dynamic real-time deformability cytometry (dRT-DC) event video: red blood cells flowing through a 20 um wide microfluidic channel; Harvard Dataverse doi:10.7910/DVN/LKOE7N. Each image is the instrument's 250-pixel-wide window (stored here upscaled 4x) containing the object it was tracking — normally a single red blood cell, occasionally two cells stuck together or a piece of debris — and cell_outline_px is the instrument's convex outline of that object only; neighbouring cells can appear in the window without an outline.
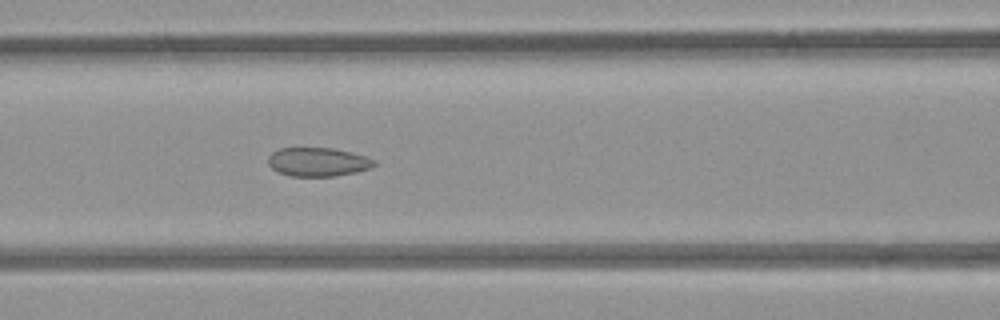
{"species": "common noctule bat (a hibernating species)", "species_latin": "Nyctalus noctula", "temperature_condition": "room temperature", "stored_images_in_passage": 42, "camera_frame_rate_fps": 3000, "um_per_image_px": 0.085, "animal": {"sex": "female", "body_mass_g": 21.9}, "frame": {"image": 1, "passage_image": 12, "time_ms": 3.667, "image_size_px": [1000, 320], "cell_outline_px": [[376, 164], [372, 168], [356, 172], [336, 176], [288, 176], [276, 172], [268, 164], [268, 156], [272, 152], [280, 148], [332, 148], [352, 152], [376, 160]], "centroid_in_image_um": [27.01, 13.77], "position_along_channel_um": 139.6, "area_um2": 17.98}}
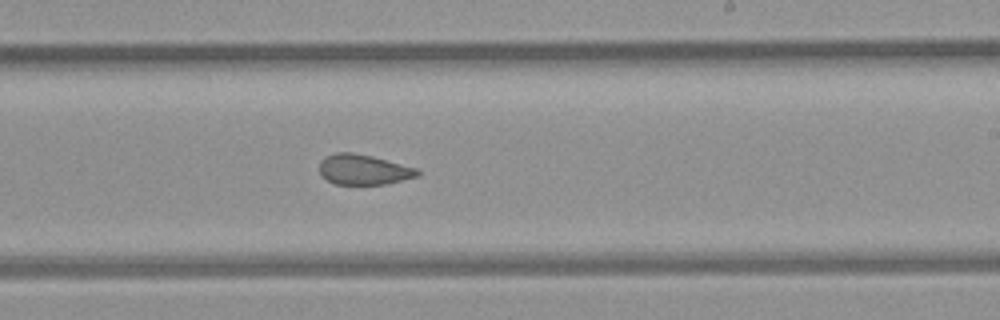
{"frame": {"image": 2, "passage_image": 21, "time_ms": 6.667, "image_size_px": [1000, 320], "cell_outline_px": [[420, 176], [388, 184], [336, 184], [328, 180], [320, 172], [320, 160], [336, 152], [352, 152], [372, 156], [416, 168], [420, 172]], "centroid_in_image_um": [30.94, 14.42], "position_along_channel_um": 258.1, "area_um2": 17.17}}
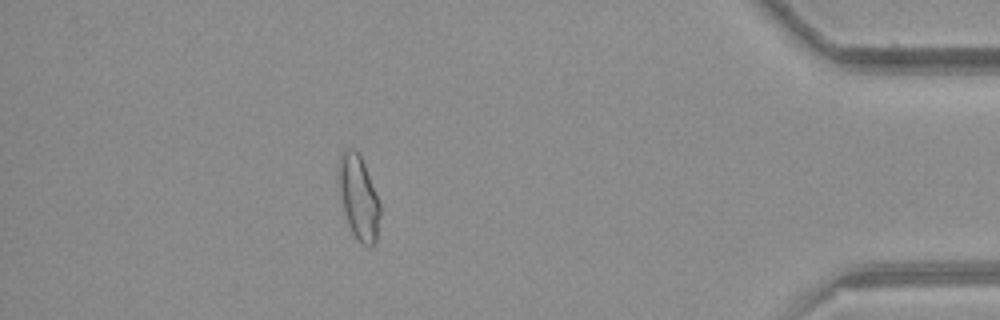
{"frame": {"image": 3, "passage_image": 36, "time_ms": 11.667, "image_size_px": [1000, 320], "cell_outline_px": [[380, 212], [376, 240], [372, 248], [368, 248], [360, 244], [352, 232], [348, 224], [344, 212], [336, 180], [336, 168], [340, 152], [344, 148], [356, 148], [364, 164], [380, 200]], "centroid_in_image_um": [30.44, 16.74], "position_along_channel_um": 404.8, "area_um2": 21.1}, "authors_computed_cell_mechanics": {"area_um2": 18.9584, "velocity_mm_per_s": 3.9619, "shape_relaxation_time_tau1_ms": null, "shape_relaxation_time_tau2_ms": 1.5565, "deformation_change_tau1": null, "deformation_change_tau2": 0.084}}